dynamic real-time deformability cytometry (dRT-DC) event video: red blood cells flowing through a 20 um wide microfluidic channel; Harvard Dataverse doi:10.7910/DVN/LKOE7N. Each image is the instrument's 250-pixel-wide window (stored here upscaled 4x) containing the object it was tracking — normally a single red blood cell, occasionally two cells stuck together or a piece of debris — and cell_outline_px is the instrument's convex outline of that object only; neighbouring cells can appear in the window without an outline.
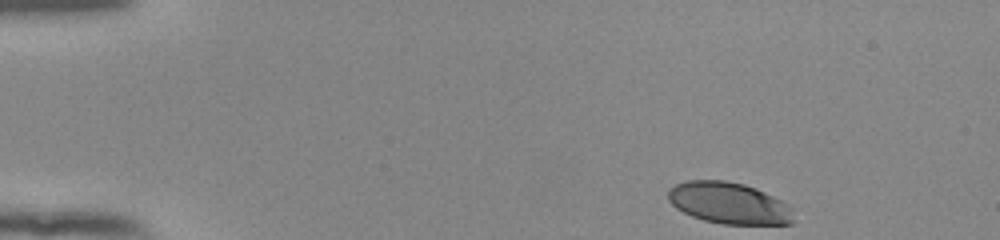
{"species": "human", "species_latin": "Homo sapiens", "temperature_condition": "room temperature", "stored_images_in_passage": 47, "camera_frame_rate_fps": 3000, "um_per_image_px": 0.085, "donor": {"sex": "female"}, "frame": {"image": 1, "passage_image": 1, "time_ms": 0.0, "image_size_px": [1000, 240], "cell_outline_px": [[796, 220], [792, 224], [724, 224], [704, 220], [692, 216], [676, 208], [668, 200], [668, 188], [676, 184], [688, 180], [724, 180], [744, 184], [756, 188], [788, 204], [792, 208]], "centroid_in_image_um": [61.98, 17.27], "position_along_channel_um": 23.0, "area_um2": 30.52}}
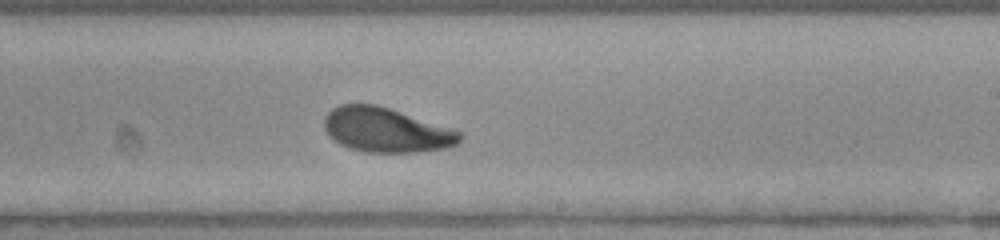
{"frame": {"image": 2, "passage_image": 27, "time_ms": 8.667, "image_size_px": [1000, 240], "cell_outline_px": [[464, 136], [456, 144], [448, 148], [416, 152], [368, 152], [352, 148], [340, 144], [324, 128], [324, 120], [328, 112], [332, 108], [340, 104], [376, 104], [456, 128]], "centroid_in_image_um": [32.9, 11.04], "position_along_channel_um": 256.1, "area_um2": 35.26}}
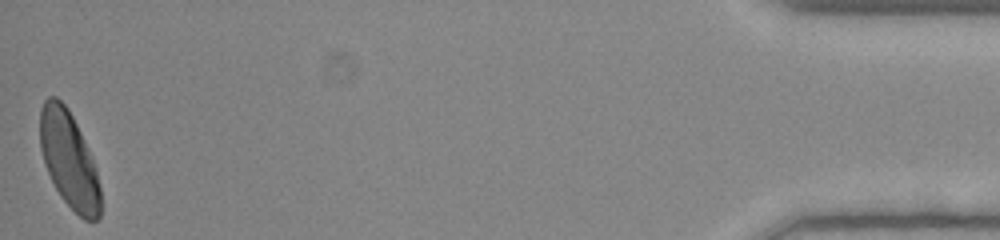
{"frame": {"image": 3, "passage_image": 47, "time_ms": 15.333, "image_size_px": [1000, 240], "cell_outline_px": [[100, 216], [96, 220], [84, 220], [60, 196], [44, 164], [40, 148], [40, 108], [44, 100], [48, 96], [56, 96], [68, 108], [92, 156], [96, 168], [100, 188]], "centroid_in_image_um": [5.85, 13.55], "position_along_channel_um": 429.3, "area_um2": 33.81}, "authors_computed_cell_mechanics": {"area_um2": 34.6222, "velocity_mm_per_s": 3.8914, "shape_relaxation_time_tau1_ms": 2.3419, "shape_relaxation_time_tau2_ms": 0.9491, "deformation_change_tau1": 0.1266, "deformation_change_tau2": 0.0669}}